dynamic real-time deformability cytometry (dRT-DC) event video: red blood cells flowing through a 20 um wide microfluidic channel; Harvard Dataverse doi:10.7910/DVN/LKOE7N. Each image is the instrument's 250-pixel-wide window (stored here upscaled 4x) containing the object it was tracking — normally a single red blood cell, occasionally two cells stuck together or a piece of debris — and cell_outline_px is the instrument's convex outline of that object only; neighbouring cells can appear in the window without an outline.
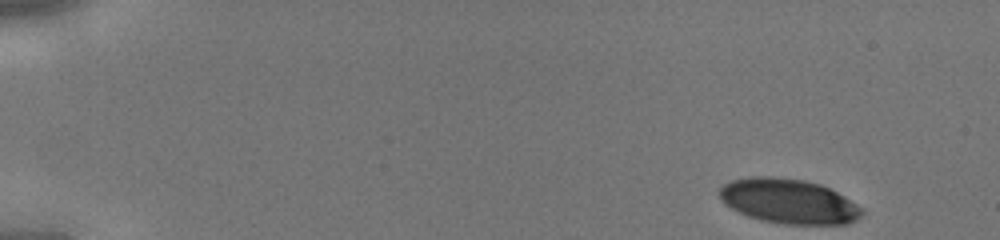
{"species": "human", "species_latin": "Homo sapiens", "temperature_condition": "cold", "stored_images_in_passage": 41, "camera_frame_rate_fps": 3000, "um_per_image_px": 0.085, "donor": {"sex": "male"}, "frame": {"image": 1, "passage_image": 1, "time_ms": 0.0, "image_size_px": [1000, 240], "cell_outline_px": [[864, 212], [856, 220], [848, 224], [784, 224], [760, 220], [748, 216], [724, 204], [720, 200], [720, 188], [724, 184], [732, 180], [748, 176], [772, 176], [804, 180], [820, 184], [844, 196], [864, 208]], "centroid_in_image_um": [67.04, 17.1], "position_along_channel_um": 18.0, "area_um2": 37.22}}
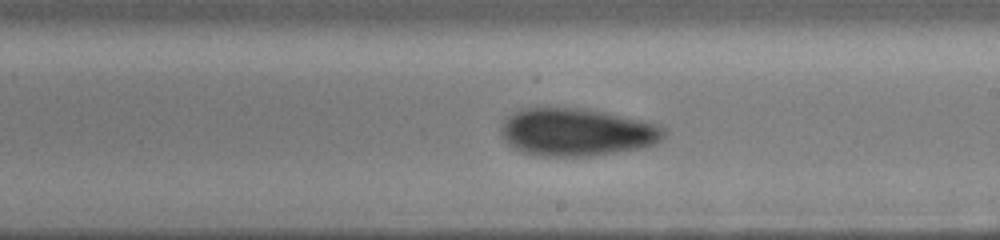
{"frame": {"image": 2, "passage_image": 24, "time_ms": 7.667, "image_size_px": [1000, 240], "cell_outline_px": [[668, 132], [656, 144], [640, 148], [592, 156], [536, 156], [520, 152], [512, 148], [504, 140], [500, 132], [500, 128], [504, 120], [512, 112], [524, 108], [588, 108], [608, 112], [660, 124]], "centroid_in_image_um": [49.02, 11.23], "position_along_channel_um": 240.0, "area_um2": 46.01}}
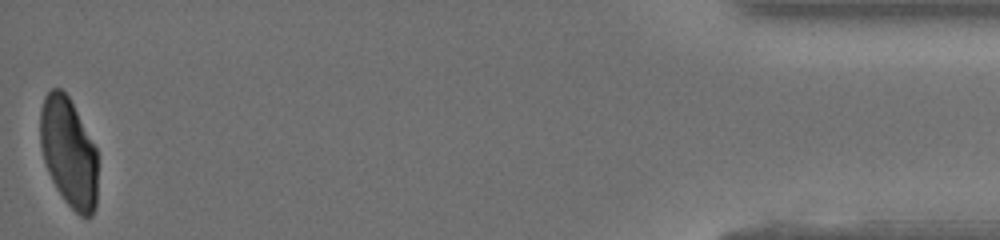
{"frame": {"image": 3, "passage_image": 41, "time_ms": 13.333, "image_size_px": [1000, 240], "cell_outline_px": [[96, 208], [92, 216], [80, 216], [64, 200], [56, 188], [48, 172], [44, 160], [40, 144], [40, 108], [44, 96], [52, 88], [60, 88], [68, 96], [96, 148]], "centroid_in_image_um": [5.82, 12.95], "position_along_channel_um": 429.4, "area_um2": 36.36}}